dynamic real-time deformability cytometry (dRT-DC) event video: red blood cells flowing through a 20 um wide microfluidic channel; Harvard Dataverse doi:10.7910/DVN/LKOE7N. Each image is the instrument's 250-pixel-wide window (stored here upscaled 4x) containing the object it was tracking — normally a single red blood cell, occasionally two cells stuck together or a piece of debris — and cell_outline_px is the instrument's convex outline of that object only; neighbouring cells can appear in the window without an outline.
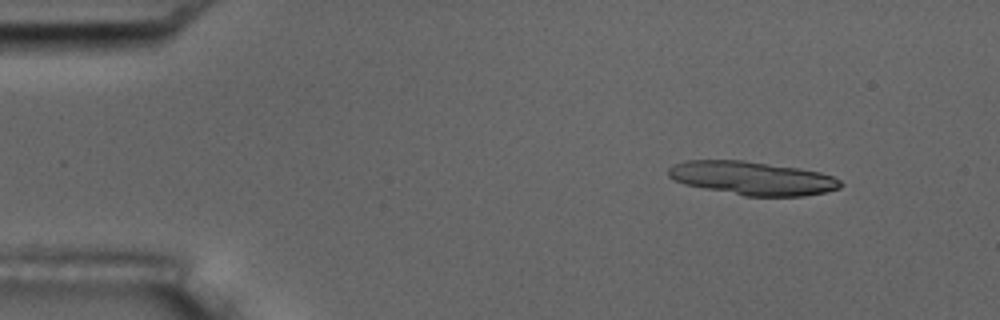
{"species": "common noctule bat (a hibernating species)", "species_latin": "Nyctalus noctula", "temperature_condition": "room temperature", "stored_images_in_passage": 4, "camera_frame_rate_fps": 3000, "um_per_image_px": 0.085, "animal": {"sex": "male", "body_mass_g": 17.5, "forearm_length_mm": 52.3}, "frame": {"image": 1, "passage_image": 1, "time_ms": 0.0, "image_size_px": [1000, 320], "cell_outline_px": [[844, 184], [840, 188], [824, 192], [804, 196], [744, 196], [684, 184], [668, 176], [668, 168], [672, 164], [684, 160], [744, 160], [800, 168], [820, 172], [832, 176], [840, 180]], "centroid_in_image_um": [63.94, 15.14], "position_along_channel_um": 21.1, "area_um2": 33.76}}